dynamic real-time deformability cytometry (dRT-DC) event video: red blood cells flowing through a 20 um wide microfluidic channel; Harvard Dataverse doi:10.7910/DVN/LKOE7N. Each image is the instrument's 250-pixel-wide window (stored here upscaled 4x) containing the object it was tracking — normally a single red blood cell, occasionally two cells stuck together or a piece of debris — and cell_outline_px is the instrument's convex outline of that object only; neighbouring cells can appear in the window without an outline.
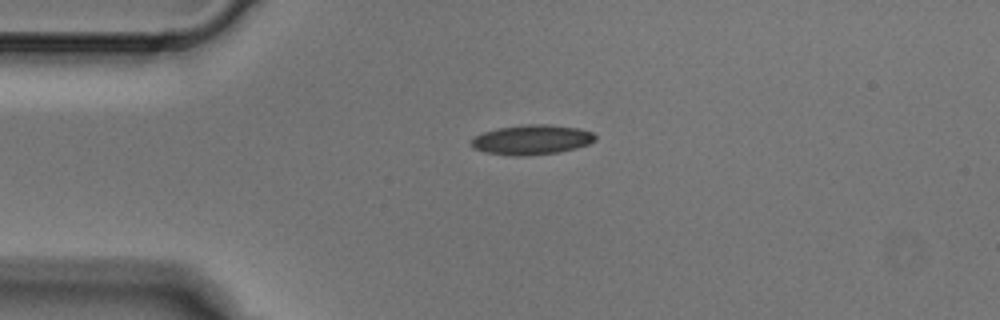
{"species": "Egyptian fruit bat (a non-hibernating species)", "species_latin": "Rousettus aegyptiacus", "temperature_condition": "cold", "stored_images_in_passage": 1, "camera_frame_rate_fps": 3000, "um_per_image_px": 0.085, "animal": {"sex": "male"}, "frame": {"image": 1, "passage_image": 1, "time_ms": 0.0, "image_size_px": [1000, 320], "cell_outline_px": [[596, 140], [588, 144], [576, 148], [560, 152], [520, 156], [512, 156], [484, 152], [472, 148], [468, 144], [476, 136], [484, 132], [496, 128], [528, 124], [548, 124], [576, 128], [592, 132], [596, 136]], "centroid_in_image_um": [45.17, 11.88], "position_along_channel_um": 39.8, "area_um2": 21.56}}